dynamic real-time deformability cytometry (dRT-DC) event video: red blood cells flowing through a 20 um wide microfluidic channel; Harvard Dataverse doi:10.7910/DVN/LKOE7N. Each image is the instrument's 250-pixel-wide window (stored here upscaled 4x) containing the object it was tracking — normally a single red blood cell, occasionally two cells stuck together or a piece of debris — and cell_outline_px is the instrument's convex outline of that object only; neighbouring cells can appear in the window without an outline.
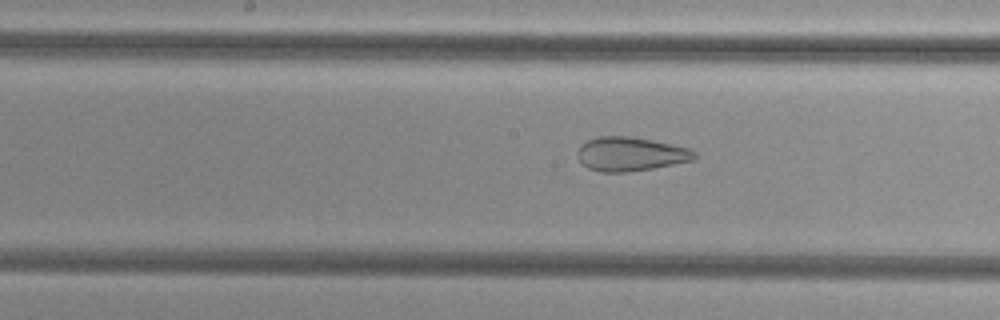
{"species": "common noctule bat (a hibernating species)", "species_latin": "Nyctalus noctula", "temperature_condition": "cold", "stored_images_in_passage": 43, "camera_frame_rate_fps": 3000, "um_per_image_px": 0.085, "animal": {"sex": "female", "body_mass_g": 29.2, "forearm_length_mm": 56.3}, "frame": {"image": 1, "passage_image": 22, "time_ms": 7.0, "image_size_px": [1000, 320], "cell_outline_px": [[696, 156], [692, 160], [652, 168], [624, 172], [600, 172], [588, 168], [576, 156], [576, 152], [588, 140], [600, 136], [628, 136], [652, 140], [692, 148], [696, 152]], "centroid_in_image_um": [53.6, 13.09], "position_along_channel_um": 194.6, "area_um2": 22.95}}
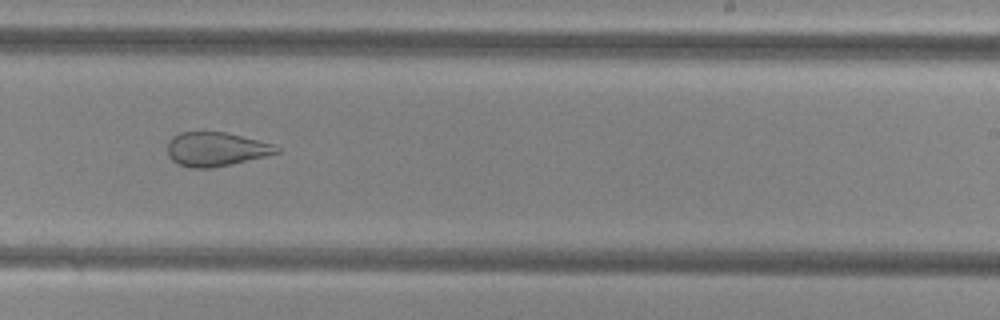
{"frame": {"image": 2, "passage_image": 28, "time_ms": 9.0, "image_size_px": [1000, 320], "cell_outline_px": [[280, 152], [264, 156], [212, 168], [192, 168], [176, 164], [168, 156], [168, 140], [172, 136], [180, 132], [224, 132], [276, 144], [280, 148]], "centroid_in_image_um": [18.33, 12.68], "position_along_channel_um": 270.7, "area_um2": 21.62}}
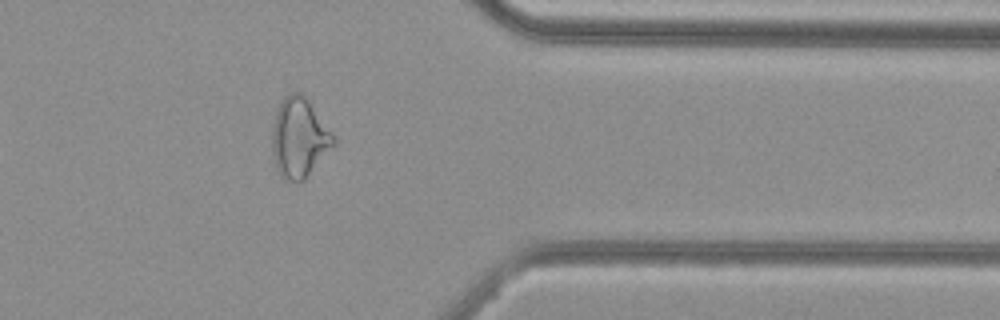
{"frame": {"image": 3, "passage_image": 38, "time_ms": 12.333, "image_size_px": [1000, 320], "cell_outline_px": [[336, 144], [304, 180], [296, 184], [284, 180], [280, 176], [276, 168], [272, 156], [272, 128], [276, 112], [284, 96], [288, 92], [300, 92], [308, 100], [332, 132], [336, 140]], "centroid_in_image_um": [25.42, 11.75], "position_along_channel_um": 386.0, "area_um2": 28.78}, "authors_computed_cell_mechanics": {"area_um2": 27.3972, "velocity_mm_per_s": 3.8099, "shape_relaxation_time_tau1_ms": null, "shape_relaxation_time_tau2_ms": 1.648, "deformation_change_tau1": null, "deformation_change_tau2": 0.1035}}